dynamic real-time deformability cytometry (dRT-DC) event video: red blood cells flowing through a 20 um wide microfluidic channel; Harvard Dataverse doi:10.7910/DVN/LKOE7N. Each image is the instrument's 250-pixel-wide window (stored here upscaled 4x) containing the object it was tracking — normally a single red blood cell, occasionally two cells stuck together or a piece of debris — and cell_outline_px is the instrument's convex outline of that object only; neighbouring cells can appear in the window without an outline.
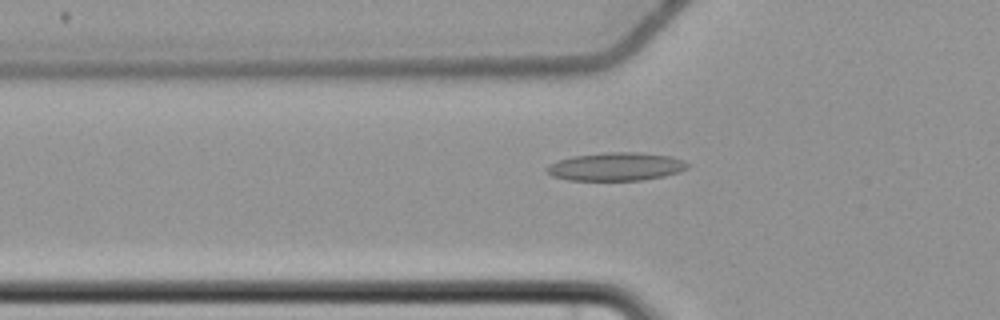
{"species": "common noctule bat (a hibernating species)", "species_latin": "Nyctalus noctula", "temperature_condition": "cold", "stored_images_in_passage": 43, "camera_frame_rate_fps": 3000, "um_per_image_px": 0.085, "animal": {"sex": "female", "body_mass_g": 22.7, "forearm_length_mm": 54.2}, "frame": {"image": 1, "passage_image": 6, "time_ms": 1.667, "image_size_px": [1000, 320], "cell_outline_px": [[688, 168], [680, 172], [664, 176], [644, 180], [568, 180], [552, 176], [544, 168], [548, 164], [572, 156], [608, 152], [640, 152], [672, 156], [684, 160], [688, 164]], "centroid_in_image_um": [52.38, 14.16], "position_along_channel_um": 73.4, "area_um2": 23.29}}
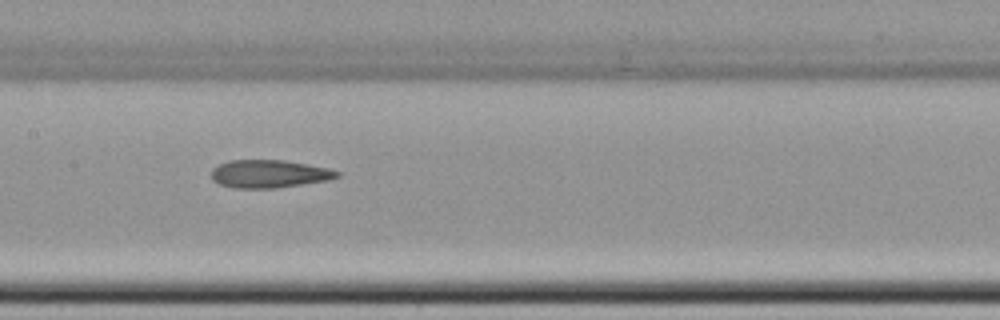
{"frame": {"image": 2, "passage_image": 15, "time_ms": 4.667, "image_size_px": [1000, 320], "cell_outline_px": [[340, 176], [328, 180], [276, 188], [232, 188], [220, 184], [212, 180], [212, 168], [228, 160], [284, 160], [328, 168], [340, 172]], "centroid_in_image_um": [22.86, 14.78], "position_along_channel_um": 184.5, "area_um2": 20.4}}
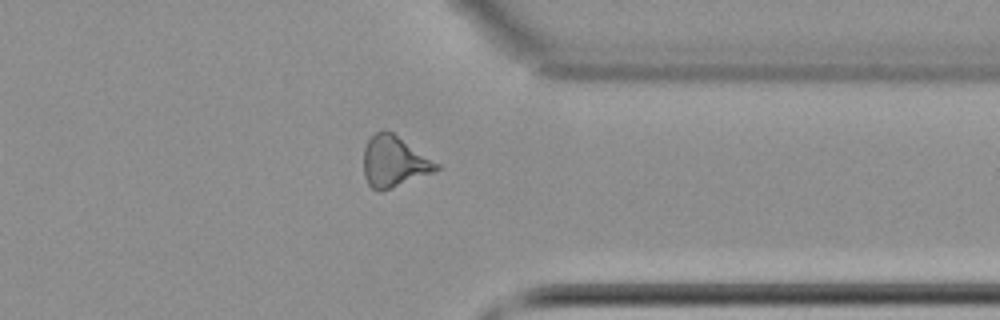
{"frame": {"image": 3, "passage_image": 31, "time_ms": 10.0, "image_size_px": [1000, 320], "cell_outline_px": [[440, 168], [432, 172], [392, 188], [380, 192], [372, 188], [368, 184], [364, 176], [364, 148], [368, 140], [376, 132], [384, 128], [392, 132], [440, 164]], "centroid_in_image_um": [33.47, 13.73], "position_along_channel_um": 377.9, "area_um2": 21.5}, "authors_computed_cell_mechanics": {"area_um2": 20.808, "velocity_mm_per_s": 3.705, "shape_relaxation_time_tau1_ms": null, "shape_relaxation_time_tau2_ms": 5.3471, "deformation_change_tau1": null, "deformation_change_tau2": 0.1506}}